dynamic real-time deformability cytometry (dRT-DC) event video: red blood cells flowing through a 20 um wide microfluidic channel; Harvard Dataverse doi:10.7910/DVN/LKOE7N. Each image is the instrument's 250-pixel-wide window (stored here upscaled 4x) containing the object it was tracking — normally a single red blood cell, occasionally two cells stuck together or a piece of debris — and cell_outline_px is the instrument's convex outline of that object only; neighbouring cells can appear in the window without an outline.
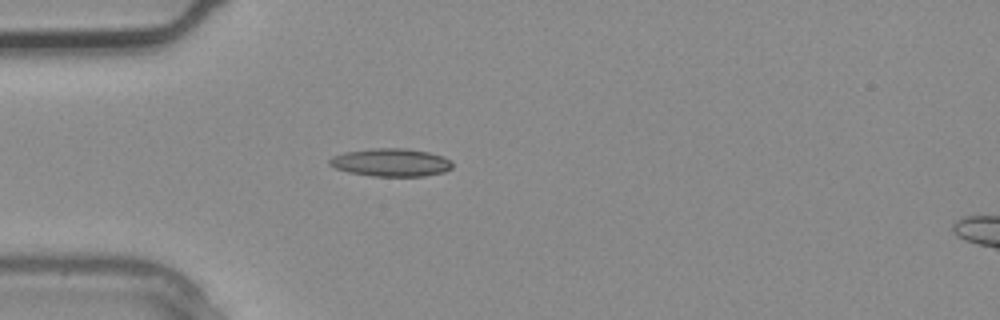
{"species": "common noctule bat (a hibernating species)", "species_latin": "Nyctalus noctula", "temperature_condition": "warm", "stored_images_in_passage": 2, "camera_frame_rate_fps": 3000, "um_per_image_px": 0.085, "animal": {"sex": "male", "body_mass_g": 20.4}, "frame": {"image": 1, "passage_image": 1, "time_ms": 0.0, "image_size_px": [1000, 320], "cell_outline_px": [[452, 168], [444, 172], [424, 176], [372, 176], [348, 172], [336, 168], [328, 164], [328, 160], [332, 156], [344, 152], [372, 148], [408, 148], [428, 152], [444, 156], [452, 160]], "centroid_in_image_um": [33.24, 13.8], "position_along_channel_um": 51.8, "area_um2": 20.23}}